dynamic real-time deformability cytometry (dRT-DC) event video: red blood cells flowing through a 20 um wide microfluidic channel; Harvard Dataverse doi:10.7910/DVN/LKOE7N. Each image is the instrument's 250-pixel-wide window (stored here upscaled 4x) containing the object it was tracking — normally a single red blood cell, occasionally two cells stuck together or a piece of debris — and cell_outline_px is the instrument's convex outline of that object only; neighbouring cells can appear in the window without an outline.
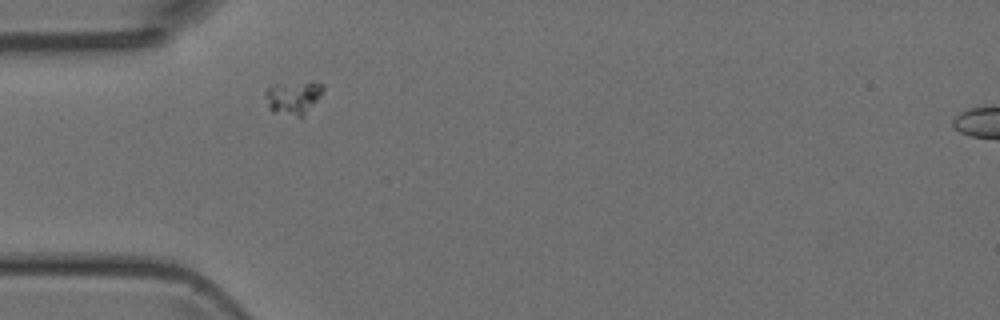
{"species": "Egyptian fruit bat (a non-hibernating species)", "species_latin": "Rousettus aegyptiacus", "temperature_condition": "room temperature", "stored_images_in_passage": 2, "camera_frame_rate_fps": 3000, "um_per_image_px": 0.085, "animal": {"sex": "female"}, "frame": {"image": 1, "passage_image": 1, "time_ms": 0.0, "image_size_px": [1000, 320], "cell_outline_px": [[324, 88], [316, 100], [300, 116], [296, 116], [272, 112], [268, 108], [264, 92], [268, 84], [312, 80], [324, 84]], "centroid_in_image_um": [24.86, 8.21], "position_along_channel_um": 60.1, "area_um2": 11.39}}
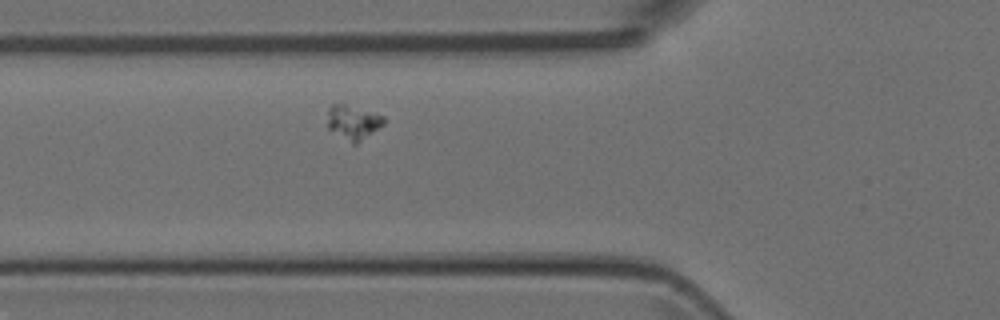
{"frame": {"image": 2, "passage_image": 2, "time_ms": 1.0, "image_size_px": [1000, 320], "cell_outline_px": [[384, 124], [356, 144], [352, 144], [328, 128], [328, 108], [332, 104], [344, 104], [372, 112], [384, 116]], "centroid_in_image_um": [30.0, 10.39], "position_along_channel_um": 95.8, "area_um2": 11.04}}